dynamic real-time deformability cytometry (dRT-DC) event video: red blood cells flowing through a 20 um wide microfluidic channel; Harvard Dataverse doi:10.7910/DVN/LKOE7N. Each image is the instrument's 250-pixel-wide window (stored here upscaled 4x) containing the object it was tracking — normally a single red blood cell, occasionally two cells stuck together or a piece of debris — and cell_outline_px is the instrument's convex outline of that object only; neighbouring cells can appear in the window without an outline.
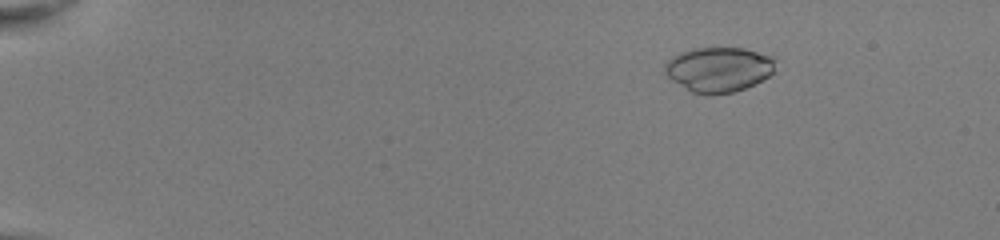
{"species": "common noctule bat (a hibernating species)", "species_latin": "Nyctalus noctula", "temperature_condition": "room temperature", "stored_images_in_passage": 53, "camera_frame_rate_fps": 3000, "um_per_image_px": 0.085, "animal": {"sex": "female", "body_mass_g": 22.0, "forearm_length_mm": 56.7}, "frame": {"image": 1, "passage_image": 9, "time_ms": 2.667, "image_size_px": [1000, 240], "cell_outline_px": [[776, 60], [772, 72], [768, 76], [744, 88], [732, 92], [704, 96], [692, 92], [672, 80], [664, 72], [664, 64], [672, 56], [680, 52], [692, 48], [744, 48], [776, 56]], "centroid_in_image_um": [61.08, 5.89], "position_along_channel_um": 23.9, "area_um2": 29.07}}
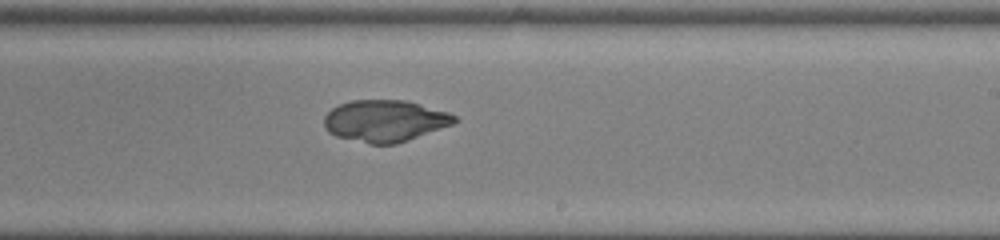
{"frame": {"image": 2, "passage_image": 35, "time_ms": 11.333, "image_size_px": [1000, 240], "cell_outline_px": [[460, 120], [452, 124], [408, 140], [396, 144], [368, 144], [336, 136], [328, 132], [324, 128], [324, 116], [332, 108], [340, 104], [352, 100], [404, 100], [420, 104], [448, 112], [456, 116]], "centroid_in_image_um": [32.7, 10.27], "position_along_channel_um": 256.3, "area_um2": 31.67}}
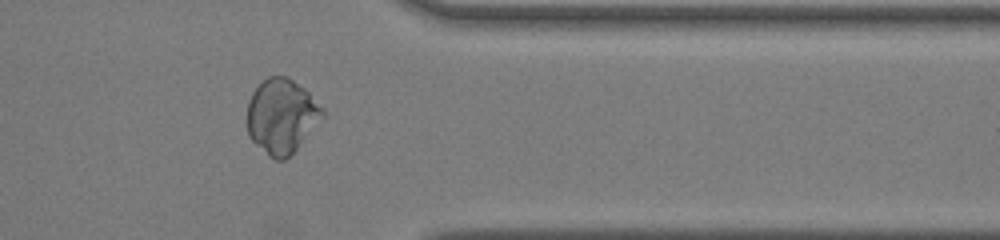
{"frame": {"image": 3, "passage_image": 45, "time_ms": 14.667, "image_size_px": [1000, 240], "cell_outline_px": [[324, 116], [296, 148], [284, 160], [276, 160], [268, 156], [248, 136], [248, 100], [252, 92], [268, 76], [288, 76], [304, 88], [324, 108]], "centroid_in_image_um": [23.93, 9.85], "position_along_channel_um": 387.5, "area_um2": 32.43}}